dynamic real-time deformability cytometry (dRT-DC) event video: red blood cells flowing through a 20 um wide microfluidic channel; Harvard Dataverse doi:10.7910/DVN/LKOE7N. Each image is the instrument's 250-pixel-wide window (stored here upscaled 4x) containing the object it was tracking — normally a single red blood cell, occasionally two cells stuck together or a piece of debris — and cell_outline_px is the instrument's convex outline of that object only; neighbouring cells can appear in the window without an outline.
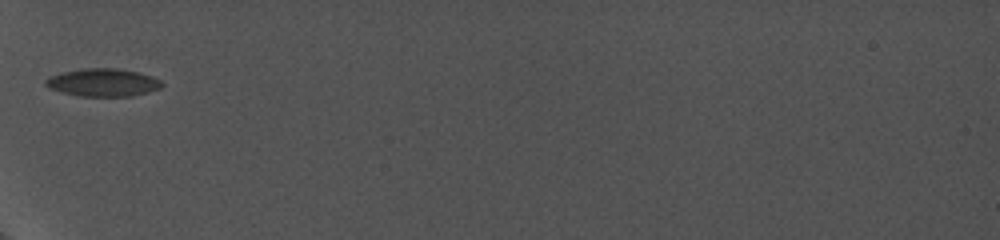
{"species": "common noctule bat (a hibernating species)", "species_latin": "Nyctalus noctula", "temperature_condition": "cold", "stored_images_in_passage": 12, "camera_frame_rate_fps": 5000, "um_per_image_px": 0.085, "animal": {"sex": "female", "body_mass_g": 19.0, "forearm_length_mm": 56.7}, "frame": {"image": 1, "passage_image": 1, "time_ms": 0.0, "image_size_px": [1000, 240], "cell_outline_px": [[164, 84], [160, 88], [148, 92], [132, 96], [80, 96], [48, 88], [44, 84], [44, 80], [52, 76], [64, 72], [84, 68], [116, 68], [140, 72], [152, 76], [160, 80]], "centroid_in_image_um": [8.78, 7.01], "position_along_channel_um": 76.2, "area_um2": 18.79}}
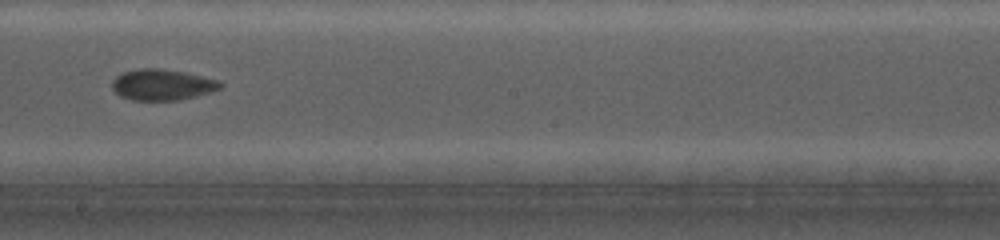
{"frame": {"image": 2, "passage_image": 7, "time_ms": 4.4, "image_size_px": [1000, 240], "cell_outline_px": [[224, 84], [220, 88], [212, 92], [196, 96], [176, 100], [132, 100], [120, 96], [112, 88], [112, 80], [116, 76], [124, 72], [140, 68], [160, 68], [188, 72], [216, 80]], "centroid_in_image_um": [13.79, 7.19], "position_along_channel_um": 234.4, "area_um2": 19.59}}
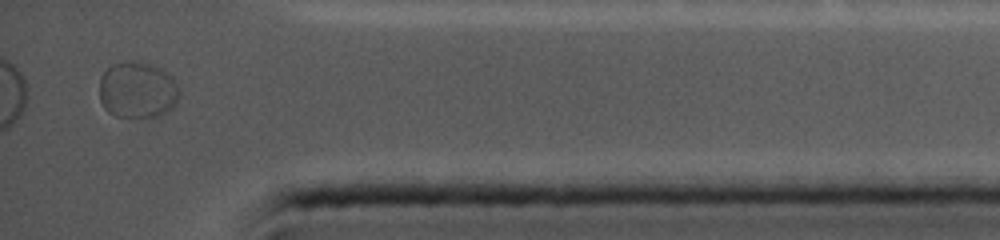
{"frame": {"image": 3, "passage_image": 12, "time_ms": 9.6, "image_size_px": [1000, 240], "cell_outline_px": [[176, 100], [160, 116], [116, 116], [108, 112], [104, 108], [100, 100], [100, 76], [112, 64], [124, 60], [140, 60], [152, 64], [160, 68], [172, 76], [176, 84]], "centroid_in_image_um": [11.62, 7.59], "position_along_channel_um": 423.6, "area_um2": 26.01}}